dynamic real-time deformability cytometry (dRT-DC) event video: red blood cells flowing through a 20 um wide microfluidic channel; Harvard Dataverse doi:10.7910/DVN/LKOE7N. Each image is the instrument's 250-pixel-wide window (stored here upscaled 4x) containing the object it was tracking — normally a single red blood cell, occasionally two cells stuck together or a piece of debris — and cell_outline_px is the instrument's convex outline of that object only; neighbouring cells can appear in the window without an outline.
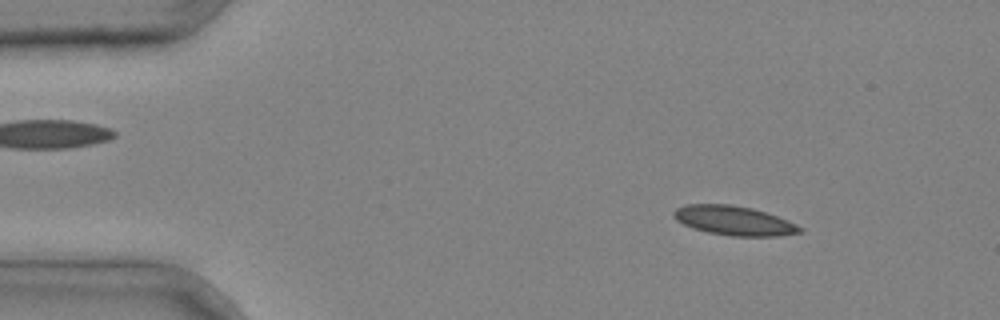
{"species": "common noctule bat (a hibernating species)", "species_latin": "Nyctalus noctula", "temperature_condition": "cold", "stored_images_in_passage": 37, "camera_frame_rate_fps": 3000, "um_per_image_px": 0.085, "animal": {"sex": "male", "body_mass_g": 20.4}, "frame": {"image": 1, "passage_image": 1, "time_ms": 0.0, "image_size_px": [1000, 320], "cell_outline_px": [[804, 232], [780, 236], [732, 236], [708, 232], [692, 228], [676, 220], [672, 216], [672, 212], [676, 208], [688, 204], [732, 204], [752, 208], [788, 220], [804, 228]], "centroid_in_image_um": [62.4, 18.75], "position_along_channel_um": 22.6, "area_um2": 21.68}}
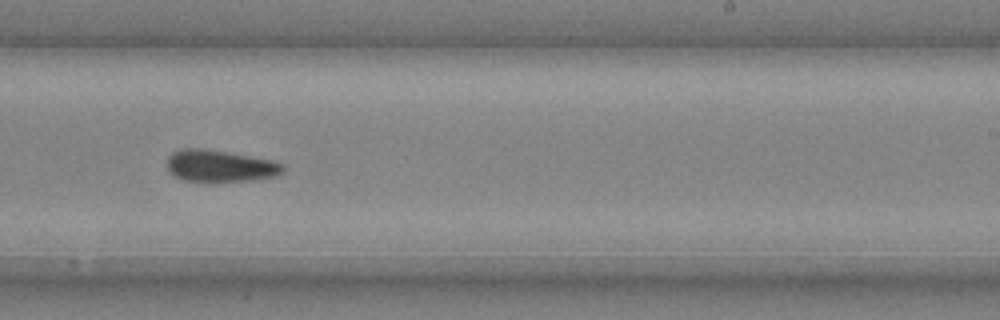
{"frame": {"image": 2, "passage_image": 22, "time_ms": 7.0, "image_size_px": [1000, 320], "cell_outline_px": [[284, 172], [276, 176], [248, 180], [212, 184], [184, 180], [176, 176], [168, 168], [168, 156], [172, 152], [180, 148], [204, 148], [228, 152], [272, 160], [284, 164]], "centroid_in_image_um": [18.7, 14.13], "position_along_channel_um": 270.3, "area_um2": 22.02}}
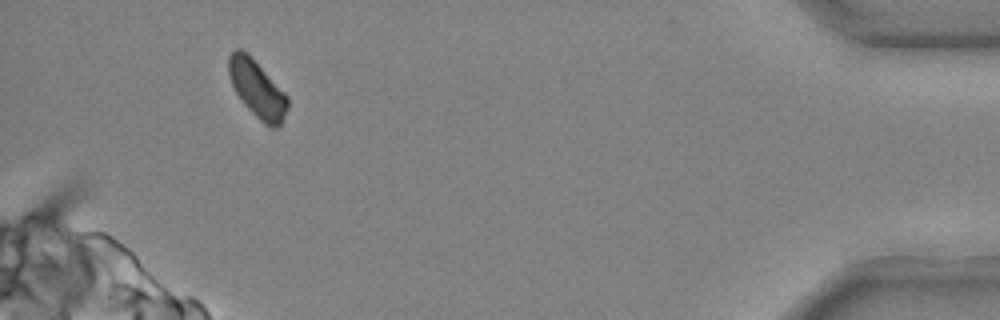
{"frame": {"image": 3, "passage_image": 35, "time_ms": 11.333, "image_size_px": [1000, 320], "cell_outline_px": [[288, 108], [280, 124], [276, 128], [272, 128], [264, 124], [244, 104], [236, 92], [228, 76], [228, 56], [236, 48], [240, 48], [288, 96]], "centroid_in_image_um": [21.84, 7.6], "position_along_channel_um": 413.4, "area_um2": 18.96}}